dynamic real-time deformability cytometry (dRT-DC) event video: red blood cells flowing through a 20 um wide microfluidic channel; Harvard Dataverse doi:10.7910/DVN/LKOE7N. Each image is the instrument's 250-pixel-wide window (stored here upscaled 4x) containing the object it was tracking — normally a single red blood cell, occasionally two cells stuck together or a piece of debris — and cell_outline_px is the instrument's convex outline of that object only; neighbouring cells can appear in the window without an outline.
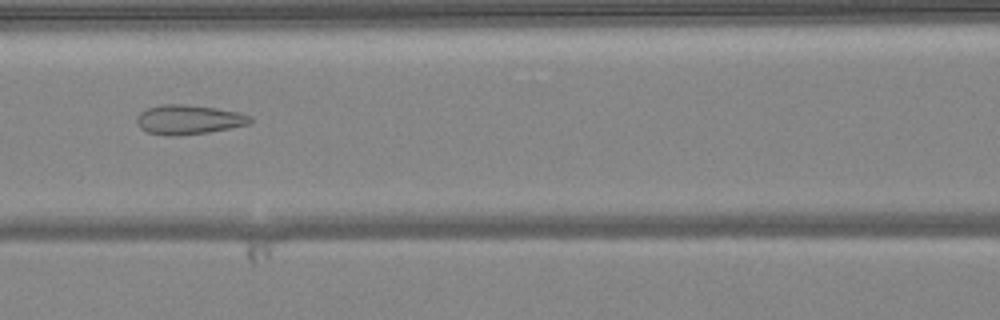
{"species": "common noctule bat (a hibernating species)", "species_latin": "Nyctalus noctula", "temperature_condition": "warm", "stored_images_in_passage": 50, "camera_frame_rate_fps": 3000, "um_per_image_px": 0.085, "animal": {"sex": "female", "body_mass_g": 24.6, "forearm_length_mm": 56.2}, "frame": {"image": 1, "passage_image": 22, "time_ms": 7.0, "image_size_px": [1000, 320], "cell_outline_px": [[252, 124], [208, 132], [180, 136], [172, 136], [148, 132], [140, 128], [136, 124], [136, 116], [140, 112], [148, 108], [164, 104], [184, 104], [216, 108], [240, 112], [252, 116]], "centroid_in_image_um": [16.06, 10.17], "position_along_channel_um": 150.5, "area_um2": 19.65}}
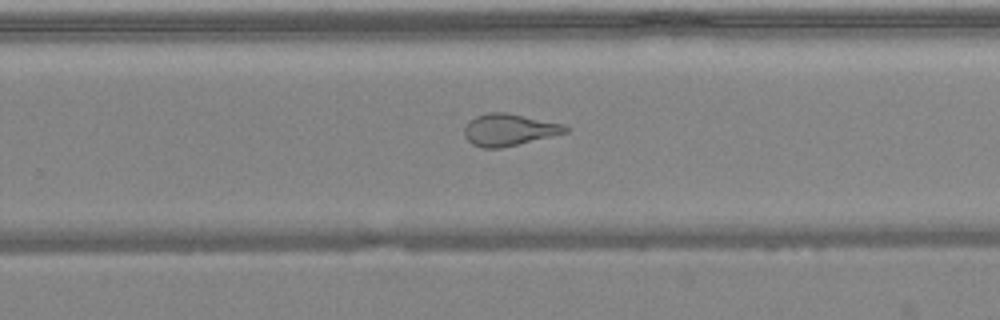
{"frame": {"image": 2, "passage_image": 32, "time_ms": 10.333, "image_size_px": [1000, 320], "cell_outline_px": [[568, 132], [552, 136], [500, 148], [484, 148], [472, 144], [464, 136], [464, 128], [468, 120], [476, 116], [488, 112], [504, 112], [564, 124], [568, 128]], "centroid_in_image_um": [43.23, 11.02], "position_along_channel_um": 286.6, "area_um2": 18.67}}
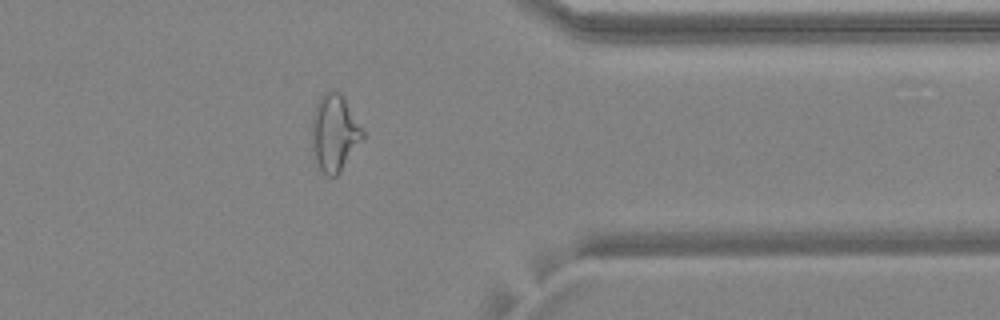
{"frame": {"image": 3, "passage_image": 40, "time_ms": 13.0, "image_size_px": [1000, 320], "cell_outline_px": [[364, 136], [340, 172], [336, 176], [328, 176], [320, 168], [316, 160], [312, 148], [312, 116], [316, 104], [320, 96], [324, 92], [340, 92], [364, 128]], "centroid_in_image_um": [28.44, 11.27], "position_along_channel_um": 383.0, "area_um2": 22.54}, "authors_computed_cell_mechanics": {"area_um2": 23.4668, "velocity_mm_per_s": 4.0958, "shape_relaxation_time_tau1_ms": null, "shape_relaxation_time_tau2_ms": 1.4344, "deformation_change_tau1": null, "deformation_change_tau2": 0.0934}}